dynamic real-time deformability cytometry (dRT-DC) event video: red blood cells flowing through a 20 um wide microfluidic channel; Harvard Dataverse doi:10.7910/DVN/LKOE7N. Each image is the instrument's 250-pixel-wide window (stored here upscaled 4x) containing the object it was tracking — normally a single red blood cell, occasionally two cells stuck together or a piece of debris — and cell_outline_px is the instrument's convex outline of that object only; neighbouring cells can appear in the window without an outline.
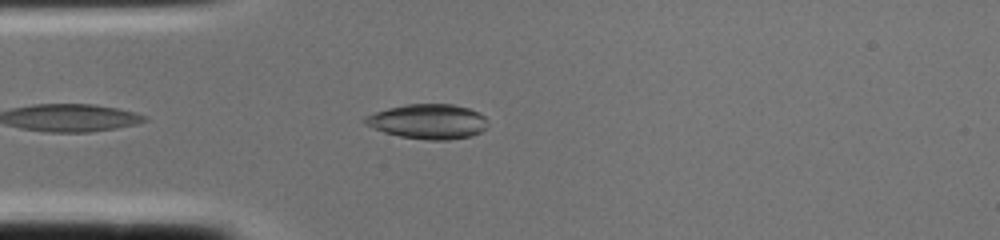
{"species": "common noctule bat (a hibernating species)", "species_latin": "Nyctalus noctula", "temperature_condition": "cold", "stored_images_in_passage": 1, "camera_frame_rate_fps": 3000, "um_per_image_px": 0.085, "animal": {"sex": "female", "body_mass_g": 22.0, "forearm_length_mm": 56.7}, "frame": {"image": 1, "passage_image": 1, "time_ms": 0.0, "image_size_px": [1000, 240], "cell_outline_px": [[488, 128], [472, 136], [448, 140], [428, 140], [400, 136], [384, 132], [364, 124], [360, 120], [364, 116], [388, 108], [408, 104], [452, 104], [468, 108], [484, 116], [488, 120]], "centroid_in_image_um": [36.39, 10.33], "position_along_channel_um": 48.6, "area_um2": 25.03}}